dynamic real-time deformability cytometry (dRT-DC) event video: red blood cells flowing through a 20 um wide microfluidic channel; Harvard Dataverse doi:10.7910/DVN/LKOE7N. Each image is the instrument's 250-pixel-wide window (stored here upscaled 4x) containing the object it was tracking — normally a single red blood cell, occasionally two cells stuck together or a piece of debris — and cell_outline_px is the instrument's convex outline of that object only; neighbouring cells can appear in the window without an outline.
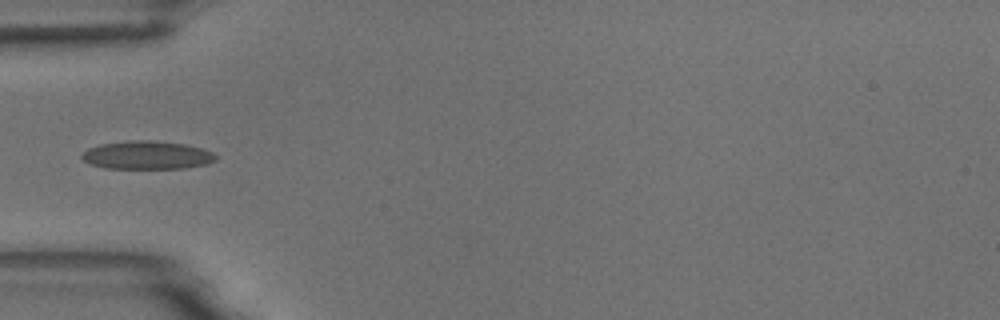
{"species": "common noctule bat (a hibernating species)", "species_latin": "Nyctalus noctula", "temperature_condition": "room temperature", "stored_images_in_passage": 5, "camera_frame_rate_fps": 3000, "um_per_image_px": 0.085, "animal": {"sex": "male", "body_mass_g": 18.8}, "frame": {"image": 1, "passage_image": 5, "time_ms": 4.667, "image_size_px": [1000, 320], "cell_outline_px": [[216, 160], [208, 164], [184, 168], [104, 168], [92, 164], [84, 160], [80, 156], [88, 148], [100, 144], [128, 140], [148, 140], [184, 144], [200, 148], [212, 152], [216, 156]], "centroid_in_image_um": [12.49, 13.18], "position_along_channel_um": 72.5, "area_um2": 21.91}}